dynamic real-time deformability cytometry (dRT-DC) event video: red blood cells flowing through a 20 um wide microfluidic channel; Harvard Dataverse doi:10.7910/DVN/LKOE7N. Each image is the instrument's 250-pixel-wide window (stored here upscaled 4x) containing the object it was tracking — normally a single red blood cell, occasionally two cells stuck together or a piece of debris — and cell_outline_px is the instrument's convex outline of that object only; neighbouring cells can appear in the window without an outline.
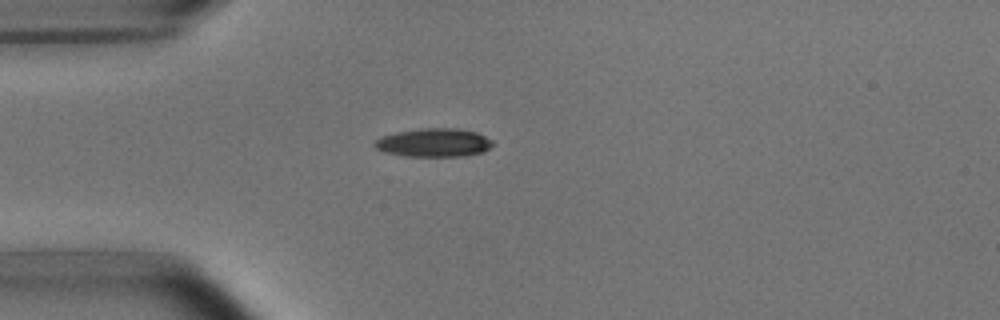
{"species": "common noctule bat (a hibernating species)", "species_latin": "Nyctalus noctula", "temperature_condition": "room temperature", "stored_images_in_passage": 6, "camera_frame_rate_fps": 3000, "um_per_image_px": 0.085, "animal": {"sex": "male", "body_mass_g": 15.6}, "frame": {"image": 1, "passage_image": 5, "time_ms": 4.667, "image_size_px": [1000, 320], "cell_outline_px": [[492, 144], [484, 152], [464, 156], [404, 156], [384, 152], [376, 148], [372, 144], [380, 136], [396, 132], [424, 128], [456, 128], [476, 132], [492, 140]], "centroid_in_image_um": [36.84, 12.12], "position_along_channel_um": 48.2, "area_um2": 19.59}}